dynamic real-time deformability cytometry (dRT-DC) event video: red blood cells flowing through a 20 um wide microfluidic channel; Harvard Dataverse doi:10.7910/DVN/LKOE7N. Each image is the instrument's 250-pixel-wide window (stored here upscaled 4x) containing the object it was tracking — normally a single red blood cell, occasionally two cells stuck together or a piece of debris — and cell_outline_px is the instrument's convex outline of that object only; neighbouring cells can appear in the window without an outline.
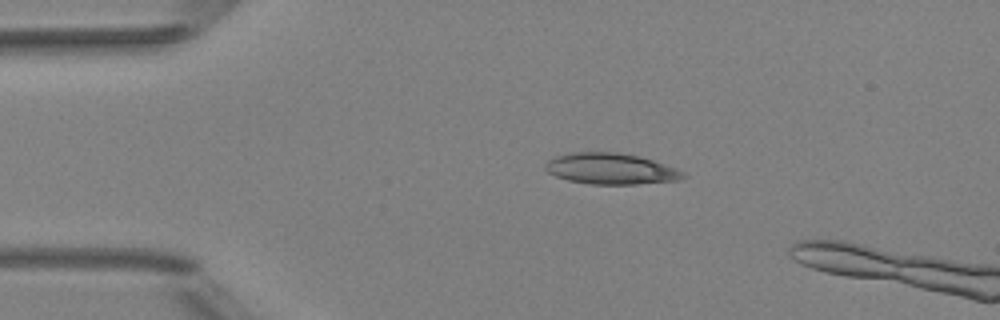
{"species": "Egyptian fruit bat (a non-hibernating species)", "species_latin": "Rousettus aegyptiacus", "temperature_condition": "room temperature", "stored_images_in_passage": 3, "camera_frame_rate_fps": 3000, "um_per_image_px": 0.085, "animal": {"sex": "female"}, "frame": {"image": 1, "passage_image": 1, "time_ms": 0.0, "image_size_px": [1000, 320], "cell_outline_px": [[688, 176], [680, 180], [636, 184], [588, 184], [568, 180], [556, 176], [548, 172], [544, 168], [544, 164], [548, 160], [556, 156], [572, 152], [616, 152], [636, 156], [652, 160], [676, 168], [684, 172]], "centroid_in_image_um": [51.91, 14.35], "position_along_channel_um": 33.1, "area_um2": 24.91}}